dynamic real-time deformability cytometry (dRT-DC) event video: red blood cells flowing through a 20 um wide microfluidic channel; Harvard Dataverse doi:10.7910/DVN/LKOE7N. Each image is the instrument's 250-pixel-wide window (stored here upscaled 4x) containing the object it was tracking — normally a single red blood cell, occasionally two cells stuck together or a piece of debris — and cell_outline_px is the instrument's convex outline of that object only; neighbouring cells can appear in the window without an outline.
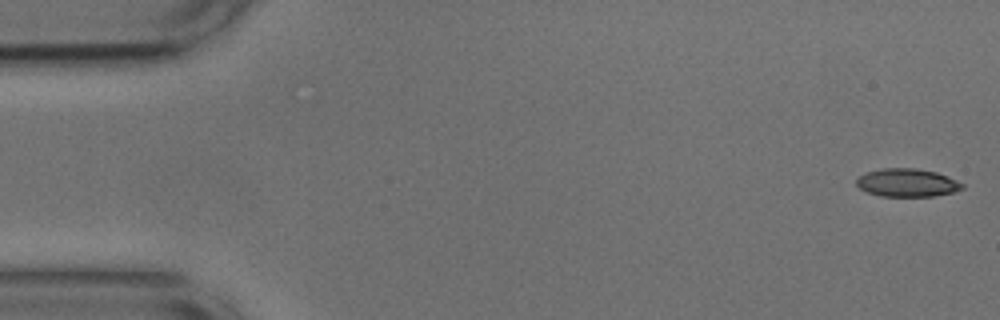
{"species": "common noctule bat (a hibernating species)", "species_latin": "Nyctalus noctula", "temperature_condition": "cold", "stored_images_in_passage": 50, "camera_frame_rate_fps": 3000, "um_per_image_px": 0.085, "animal": {"sex": "male", "body_mass_g": 17.9, "forearm_length_mm": 54.2}, "frame": {"image": 1, "passage_image": 1, "time_ms": 0.0, "image_size_px": [1000, 320], "cell_outline_px": [[964, 188], [952, 192], [932, 196], [880, 196], [868, 192], [860, 188], [856, 184], [856, 180], [860, 176], [868, 172], [884, 168], [916, 168], [936, 172], [948, 176], [964, 184]], "centroid_in_image_um": [77.12, 15.53], "position_along_channel_um": 7.9, "area_um2": 17.17}}
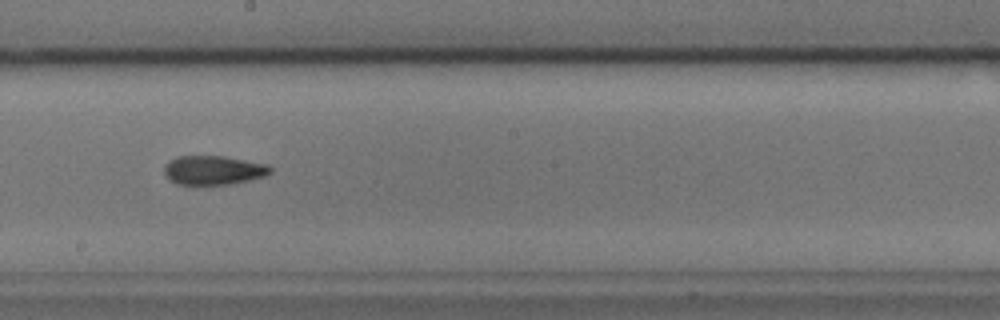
{"frame": {"image": 2, "passage_image": 29, "time_ms": 9.333, "image_size_px": [1000, 320], "cell_outline_px": [[272, 172], [264, 176], [232, 184], [176, 184], [168, 180], [164, 176], [164, 164], [168, 160], [176, 156], [224, 156], [268, 164], [272, 168]], "centroid_in_image_um": [18.1, 14.46], "position_along_channel_um": 230.1, "area_um2": 18.21}}
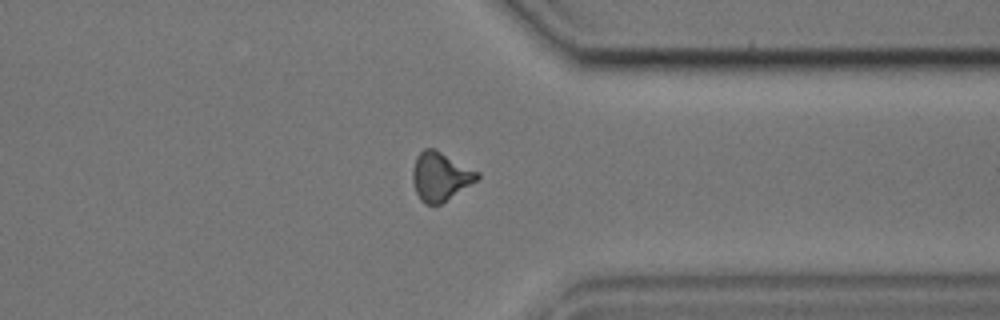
{"frame": {"image": 3, "passage_image": 41, "time_ms": 13.333, "image_size_px": [1000, 320], "cell_outline_px": [[480, 176], [476, 180], [440, 204], [424, 204], [420, 200], [416, 192], [412, 180], [412, 168], [416, 156], [424, 148], [432, 148], [480, 172]], "centroid_in_image_um": [37.39, 14.99], "position_along_channel_um": 374.0, "area_um2": 18.03}}